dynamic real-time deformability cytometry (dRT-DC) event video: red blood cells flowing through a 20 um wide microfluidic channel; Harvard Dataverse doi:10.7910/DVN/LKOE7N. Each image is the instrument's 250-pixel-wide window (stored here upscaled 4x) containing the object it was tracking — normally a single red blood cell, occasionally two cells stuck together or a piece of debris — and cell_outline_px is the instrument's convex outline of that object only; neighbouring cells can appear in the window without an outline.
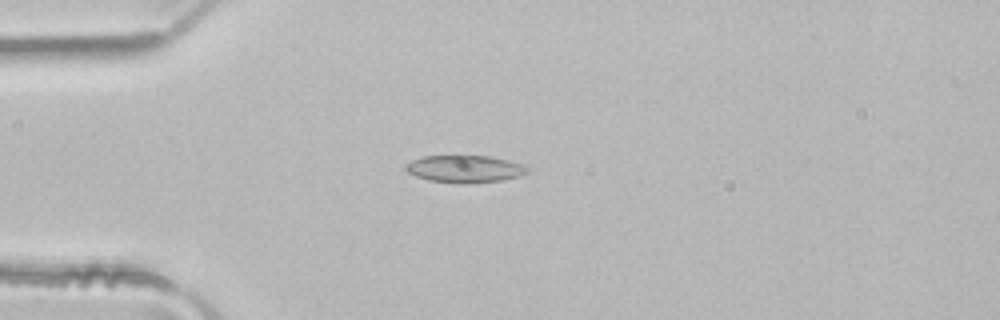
{"species": "common noctule bat (a hibernating species)", "species_latin": "Nyctalus noctula", "temperature_condition": "room temperature", "stored_images_in_passage": 3, "camera_frame_rate_fps": 3000, "um_per_image_px": 0.085, "animal": {"sex": "male", "body_mass_g": 21.5, "forearm_length_mm": 52.0}, "frame": {"image": 1, "passage_image": 3, "time_ms": 0.667, "image_size_px": [1000, 320], "cell_outline_px": [[528, 172], [520, 176], [500, 180], [468, 184], [460, 184], [428, 180], [416, 176], [408, 172], [404, 168], [412, 160], [424, 156], [460, 152], [492, 156], [508, 160], [520, 164], [528, 168]], "centroid_in_image_um": [39.48, 14.3], "position_along_channel_um": 45.5, "area_um2": 20.23}}